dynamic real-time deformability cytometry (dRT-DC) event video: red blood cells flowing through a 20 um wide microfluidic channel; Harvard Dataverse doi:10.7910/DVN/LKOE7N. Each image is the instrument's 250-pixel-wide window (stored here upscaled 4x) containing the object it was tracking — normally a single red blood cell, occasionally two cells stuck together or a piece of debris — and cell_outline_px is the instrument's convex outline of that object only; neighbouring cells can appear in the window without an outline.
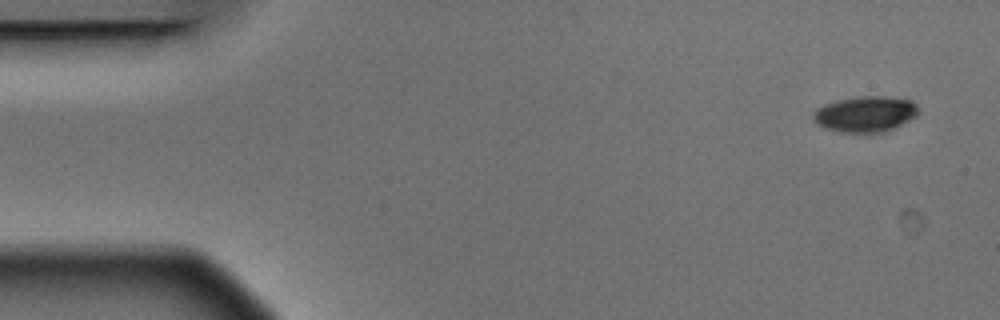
{"species": "Egyptian fruit bat (a non-hibernating species)", "species_latin": "Rousettus aegyptiacus", "temperature_condition": "warm", "stored_images_in_passage": 5, "camera_frame_rate_fps": 3000, "um_per_image_px": 0.085, "animal": {"sex": "male"}, "frame": {"image": 1, "passage_image": 1, "time_ms": 0.0, "image_size_px": [1000, 320], "cell_outline_px": [[916, 116], [884, 132], [840, 132], [824, 128], [816, 124], [812, 116], [812, 112], [816, 108], [824, 104], [836, 100], [860, 96], [884, 96], [912, 100], [916, 104]], "centroid_in_image_um": [73.48, 9.68], "position_along_channel_um": 11.5, "area_um2": 21.85}}
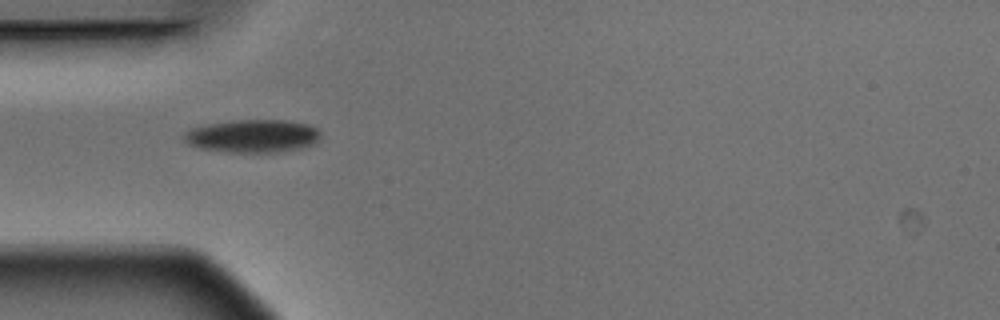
{"frame": {"image": 2, "passage_image": 4, "time_ms": 1.0, "image_size_px": [1000, 320], "cell_outline_px": [[320, 136], [316, 144], [304, 148], [276, 152], [228, 152], [200, 148], [188, 144], [184, 140], [184, 136], [192, 128], [208, 124], [232, 120], [284, 120], [308, 124], [316, 128], [320, 132]], "centroid_in_image_um": [21.53, 11.57], "position_along_channel_um": 63.5, "area_um2": 26.24}}
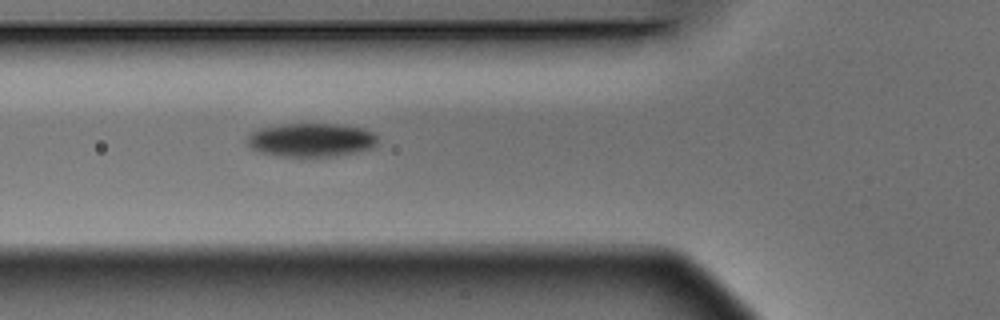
{"frame": {"image": 3, "passage_image": 5, "time_ms": 1.333, "image_size_px": [1000, 320], "cell_outline_px": [[376, 144], [372, 148], [356, 152], [332, 156], [280, 156], [256, 152], [248, 144], [248, 136], [252, 132], [260, 128], [284, 124], [344, 124], [364, 128], [376, 132]], "centroid_in_image_um": [26.48, 11.89], "position_along_channel_um": 99.3, "area_um2": 25.66}}